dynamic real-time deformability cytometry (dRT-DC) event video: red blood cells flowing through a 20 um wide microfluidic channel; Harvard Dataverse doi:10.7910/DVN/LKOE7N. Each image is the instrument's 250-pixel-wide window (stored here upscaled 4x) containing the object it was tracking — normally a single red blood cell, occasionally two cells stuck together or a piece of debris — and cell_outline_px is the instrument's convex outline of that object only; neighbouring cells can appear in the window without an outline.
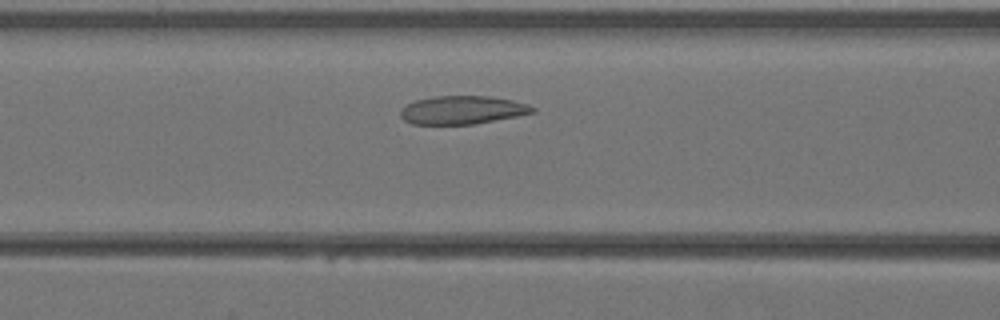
{"species": "Egyptian fruit bat (a non-hibernating species)", "species_latin": "Rousettus aegyptiacus", "temperature_condition": "warm", "stored_images_in_passage": 28, "camera_frame_rate_fps": 3000, "um_per_image_px": 0.085, "animal": {"sex": "female"}, "frame": {"image": 1, "passage_image": 4, "time_ms": 1.0, "image_size_px": [1000, 320], "cell_outline_px": [[536, 112], [516, 116], [472, 124], [412, 124], [404, 120], [400, 116], [400, 108], [416, 100], [432, 96], [488, 96], [512, 100], [528, 104], [536, 108]], "centroid_in_image_um": [39.28, 9.34], "position_along_channel_um": 127.3, "area_um2": 21.73}}
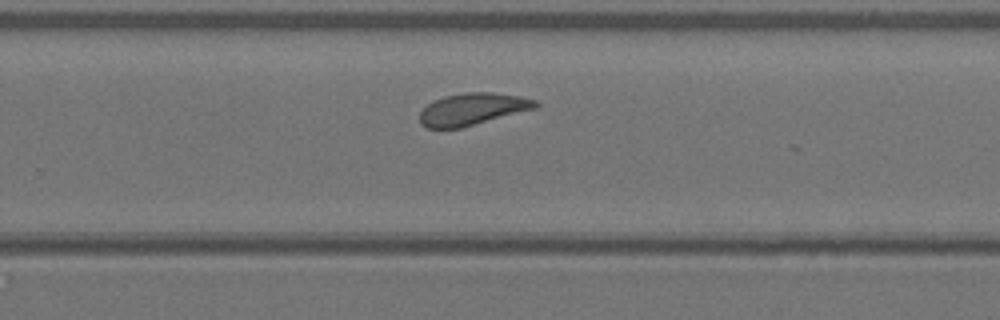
{"frame": {"image": 2, "passage_image": 14, "time_ms": 4.333, "image_size_px": [1000, 320], "cell_outline_px": [[540, 104], [536, 108], [460, 128], [428, 128], [420, 124], [420, 112], [432, 100], [444, 96], [468, 92], [492, 92], [520, 96], [536, 100]], "centroid_in_image_um": [40.15, 9.27], "position_along_channel_um": 289.6, "area_um2": 21.5}}
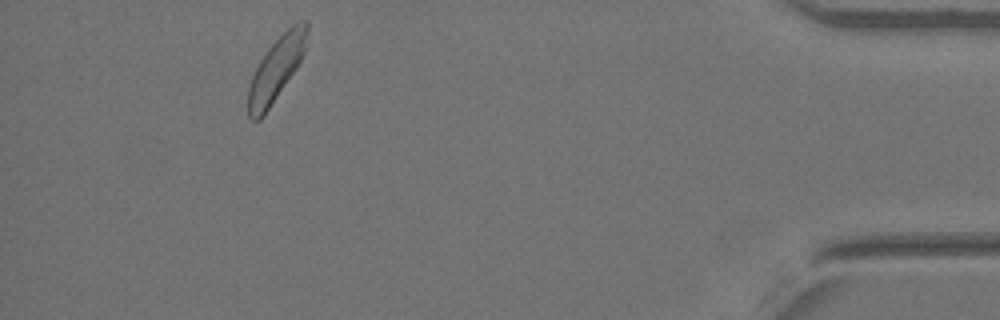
{"frame": {"image": 3, "passage_image": 25, "time_ms": 8.0, "image_size_px": [1000, 320], "cell_outline_px": [[308, 28], [304, 52], [296, 68], [264, 116], [260, 120], [252, 120], [248, 116], [248, 88], [252, 76], [260, 60], [268, 48], [292, 24], [300, 20], [308, 20]], "centroid_in_image_um": [23.47, 5.87], "position_along_channel_um": 411.7, "area_um2": 21.56}}